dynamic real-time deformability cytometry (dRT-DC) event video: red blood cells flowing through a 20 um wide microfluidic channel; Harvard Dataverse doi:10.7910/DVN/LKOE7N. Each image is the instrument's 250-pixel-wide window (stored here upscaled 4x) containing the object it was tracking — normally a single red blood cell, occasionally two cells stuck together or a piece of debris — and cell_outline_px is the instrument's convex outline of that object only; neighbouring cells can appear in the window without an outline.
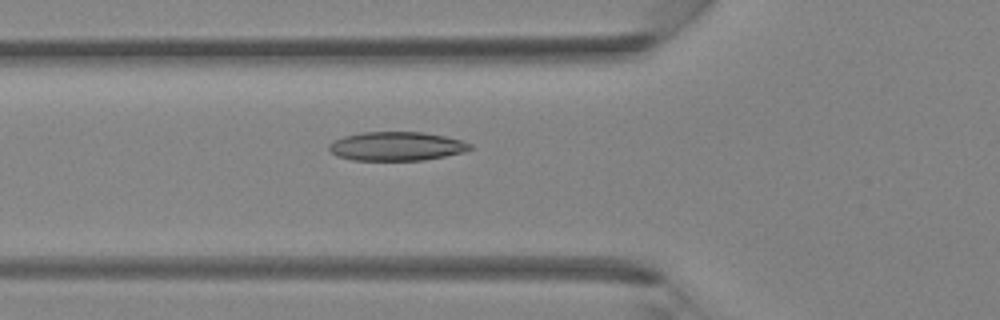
{"species": "Egyptian fruit bat (a non-hibernating species)", "species_latin": "Rousettus aegyptiacus", "temperature_condition": "room temperature", "stored_images_in_passage": 41, "camera_frame_rate_fps": 3000, "um_per_image_px": 0.085, "animal": {"sex": "female"}, "frame": {"image": 1, "passage_image": 15, "time_ms": 4.667, "image_size_px": [1000, 320], "cell_outline_px": [[472, 148], [464, 152], [424, 160], [352, 160], [336, 156], [328, 148], [328, 144], [344, 136], [360, 132], [424, 132], [444, 136], [460, 140], [472, 144]], "centroid_in_image_um": [33.69, 12.43], "position_along_channel_um": 92.1, "area_um2": 23.7}}
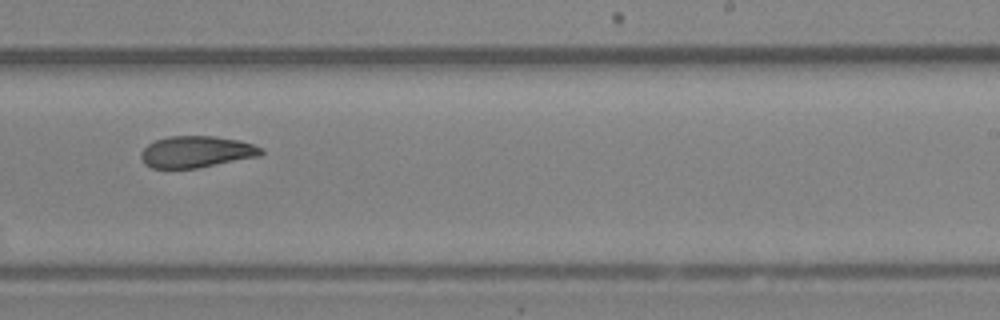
{"frame": {"image": 2, "passage_image": 26, "time_ms": 8.333, "image_size_px": [1000, 320], "cell_outline_px": [[264, 152], [260, 156], [196, 168], [152, 168], [144, 164], [140, 156], [140, 152], [148, 144], [156, 140], [168, 136], [216, 136], [240, 140], [264, 148]], "centroid_in_image_um": [16.7, 12.9], "position_along_channel_um": 272.3, "area_um2": 22.2}}
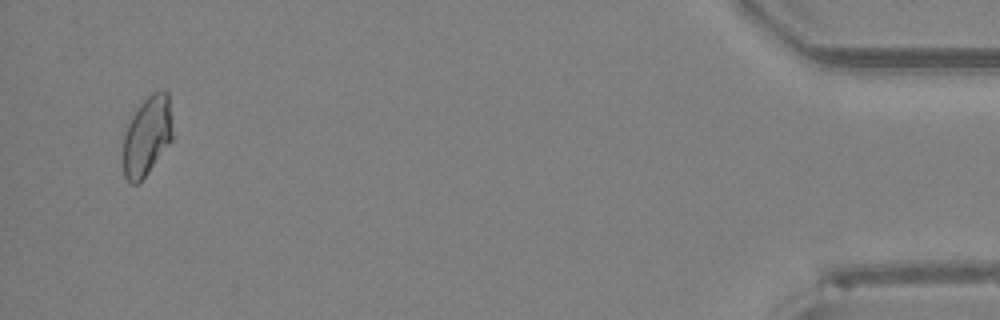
{"frame": {"image": 3, "passage_image": 40, "time_ms": 13.0, "image_size_px": [1000, 320], "cell_outline_px": [[172, 140], [144, 176], [136, 184], [132, 184], [124, 176], [124, 136], [128, 124], [132, 116], [140, 104], [152, 92], [168, 92], [172, 128]], "centroid_in_image_um": [12.5, 11.54], "position_along_channel_um": 422.7, "area_um2": 22.2}}